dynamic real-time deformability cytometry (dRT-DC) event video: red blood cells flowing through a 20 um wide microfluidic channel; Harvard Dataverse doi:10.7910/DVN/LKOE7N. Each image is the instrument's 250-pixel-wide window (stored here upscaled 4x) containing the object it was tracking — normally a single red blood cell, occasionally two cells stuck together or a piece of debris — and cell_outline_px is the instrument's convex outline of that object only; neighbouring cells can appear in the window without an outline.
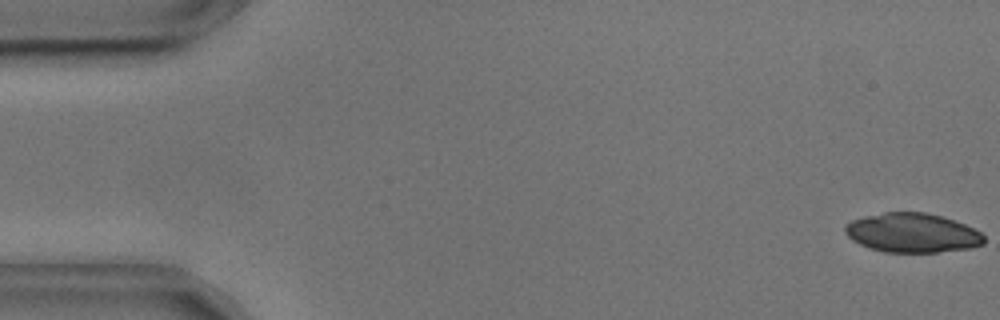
{"species": "common noctule bat (a hibernating species)", "species_latin": "Nyctalus noctula", "temperature_condition": "cold", "stored_images_in_passage": 8, "camera_frame_rate_fps": 3000, "um_per_image_px": 0.085, "animal": {"sex": "male", "body_mass_g": 17.9, "forearm_length_mm": 54.2}, "frame": {"image": 1, "passage_image": 1, "time_ms": 0.0, "image_size_px": [1000, 320], "cell_outline_px": [[984, 244], [968, 248], [936, 252], [884, 252], [860, 244], [852, 240], [844, 232], [844, 228], [852, 220], [864, 216], [884, 212], [924, 212], [940, 216], [964, 224], [980, 232], [984, 236]], "centroid_in_image_um": [77.53, 19.79], "position_along_channel_um": 7.5, "area_um2": 31.5}}